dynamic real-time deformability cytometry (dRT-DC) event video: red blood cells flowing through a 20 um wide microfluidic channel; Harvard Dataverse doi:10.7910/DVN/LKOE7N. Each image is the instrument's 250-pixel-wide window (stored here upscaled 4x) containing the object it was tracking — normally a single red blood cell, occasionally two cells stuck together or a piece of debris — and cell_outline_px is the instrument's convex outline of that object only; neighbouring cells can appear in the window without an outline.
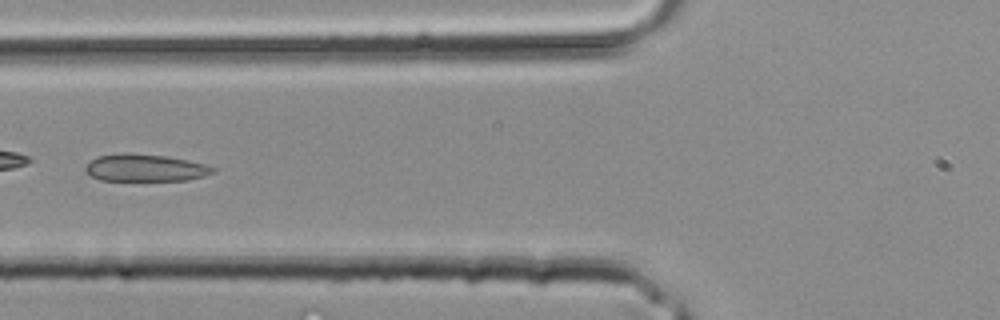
{"species": "common noctule bat (a hibernating species)", "species_latin": "Nyctalus noctula", "temperature_condition": "room temperature", "stored_images_in_passage": 3, "camera_frame_rate_fps": 3000, "um_per_image_px": 0.085, "animal": {"sex": "male", "body_mass_g": 20.4}, "frame": {"image": 1, "passage_image": 3, "time_ms": 0.667, "image_size_px": [1000, 320], "cell_outline_px": [[216, 172], [204, 176], [188, 180], [100, 180], [88, 176], [84, 172], [84, 168], [96, 156], [124, 152], [128, 152], [168, 156], [188, 160], [204, 164], [216, 168]], "centroid_in_image_um": [12.31, 14.26], "position_along_channel_um": 113.5, "area_um2": 20.52}}